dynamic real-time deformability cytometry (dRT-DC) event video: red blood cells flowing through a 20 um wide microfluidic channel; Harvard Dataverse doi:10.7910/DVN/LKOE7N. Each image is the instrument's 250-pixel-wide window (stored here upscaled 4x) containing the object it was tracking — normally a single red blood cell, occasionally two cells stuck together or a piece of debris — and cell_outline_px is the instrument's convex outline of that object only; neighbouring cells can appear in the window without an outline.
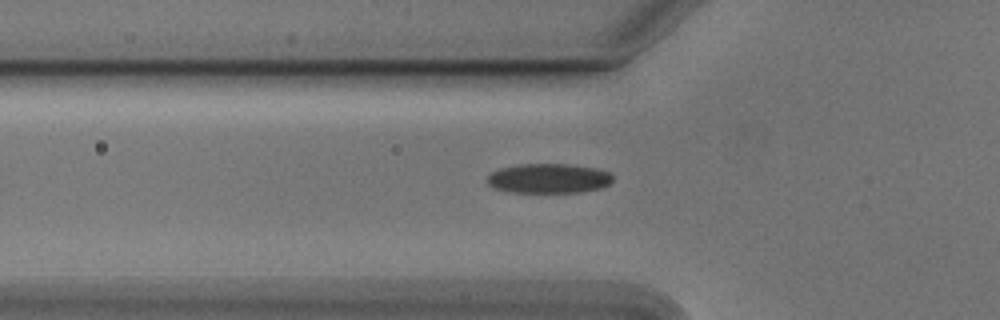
{"species": "Egyptian fruit bat (a non-hibernating species)", "species_latin": "Rousettus aegyptiacus", "temperature_condition": "cold", "stored_images_in_passage": 35, "camera_frame_rate_fps": 3000, "um_per_image_px": 0.085, "animal": {"sex": "male"}, "frame": {"image": 1, "passage_image": 2, "time_ms": 0.333, "image_size_px": [1000, 320], "cell_outline_px": [[612, 180], [608, 184], [600, 188], [580, 192], [508, 192], [492, 188], [488, 184], [488, 176], [492, 172], [500, 168], [520, 164], [568, 164], [596, 168], [608, 172], [612, 176]], "centroid_in_image_um": [46.6, 15.16], "position_along_channel_um": 79.2, "area_um2": 21.62}}
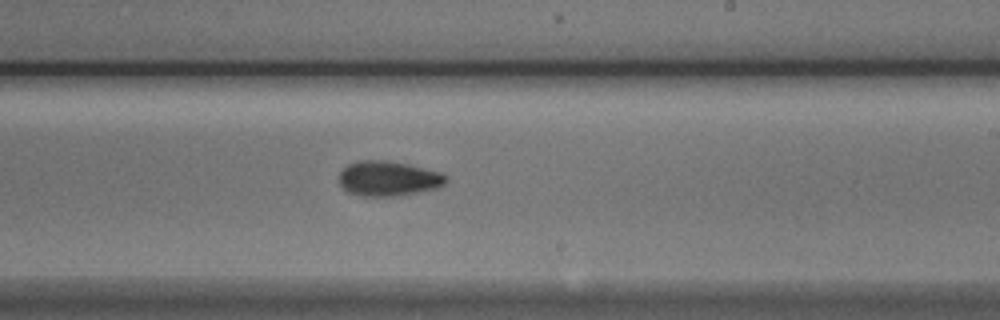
{"frame": {"image": 2, "passage_image": 16, "time_ms": 5.0, "image_size_px": [1000, 320], "cell_outline_px": [[448, 180], [444, 184], [436, 188], [420, 192], [400, 196], [360, 196], [348, 192], [340, 184], [340, 172], [348, 164], [360, 160], [384, 160], [408, 164], [440, 172], [448, 176]], "centroid_in_image_um": [33.03, 15.18], "position_along_channel_um": 256.0, "area_um2": 21.85}}
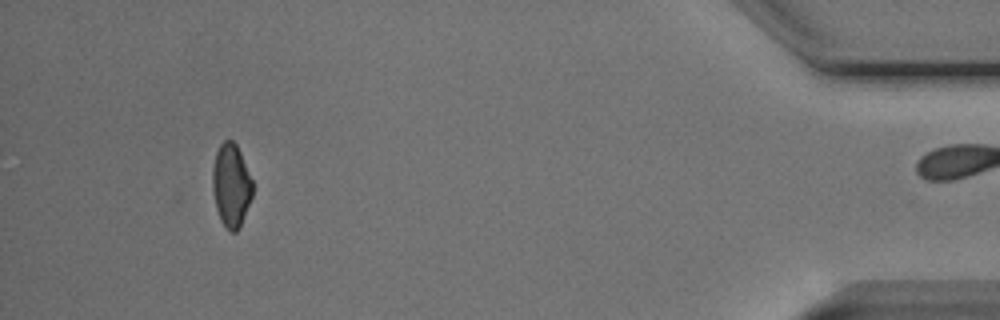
{"frame": {"image": 3, "passage_image": 34, "time_ms": 11.0, "image_size_px": [1000, 320], "cell_outline_px": [[252, 196], [240, 228], [236, 232], [228, 232], [220, 220], [216, 208], [212, 188], [212, 168], [216, 152], [220, 144], [224, 140], [232, 140], [236, 144], [240, 152], [252, 180]], "centroid_in_image_um": [19.63, 15.78], "position_along_channel_um": 415.6, "area_um2": 19.54}, "authors_computed_cell_mechanics": {"area_um2": 21.097, "velocity_mm_per_s": 3.7851, "shape_relaxation_time_tau1_ms": 3.5839, "shape_relaxation_time_tau2_ms": null, "deformation_change_tau1": 0.1261, "deformation_change_tau2": null}}